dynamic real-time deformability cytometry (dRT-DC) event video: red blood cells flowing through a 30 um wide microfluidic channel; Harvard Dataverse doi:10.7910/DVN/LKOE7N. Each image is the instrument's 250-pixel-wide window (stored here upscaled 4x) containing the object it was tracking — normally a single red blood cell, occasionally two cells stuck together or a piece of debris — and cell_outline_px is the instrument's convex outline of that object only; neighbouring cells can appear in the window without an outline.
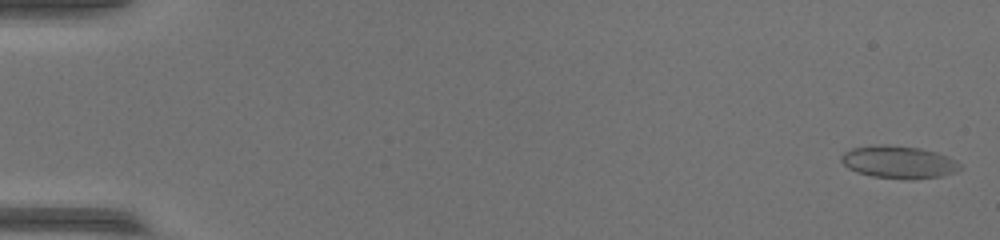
{"species": "common noctule bat (a hibernating species)", "species_latin": "Nyctalus noctula", "temperature_condition": "warm", "stored_images_in_passage": 54, "camera_frame_rate_fps": 3000, "um_per_image_px": 0.085, "animal": {"sex": "female", "body_mass_g": 17.0, "forearm_length_mm": 48.0}, "frame": {"image": 1, "passage_image": 2, "time_ms": 0.333, "image_size_px": [1000, 240], "cell_outline_px": [[960, 168], [956, 172], [940, 176], [908, 180], [872, 176], [856, 172], [848, 168], [840, 160], [840, 156], [844, 152], [852, 148], [880, 144], [888, 144], [920, 148], [936, 152], [948, 156], [956, 160], [960, 164]], "centroid_in_image_um": [76.38, 13.77], "position_along_channel_um": 8.6, "area_um2": 22.66}}
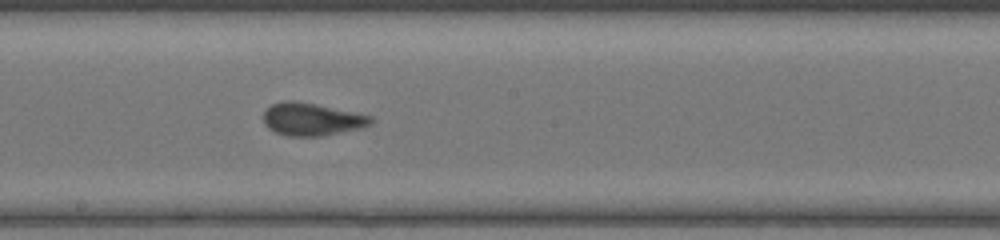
{"frame": {"image": 2, "passage_image": 31, "time_ms": 10.0, "image_size_px": [1000, 240], "cell_outline_px": [[372, 124], [360, 128], [320, 136], [288, 136], [276, 132], [268, 128], [264, 124], [264, 112], [272, 104], [284, 100], [292, 100], [372, 116]], "centroid_in_image_um": [26.46, 10.14], "position_along_channel_um": 221.7, "area_um2": 20.0}}
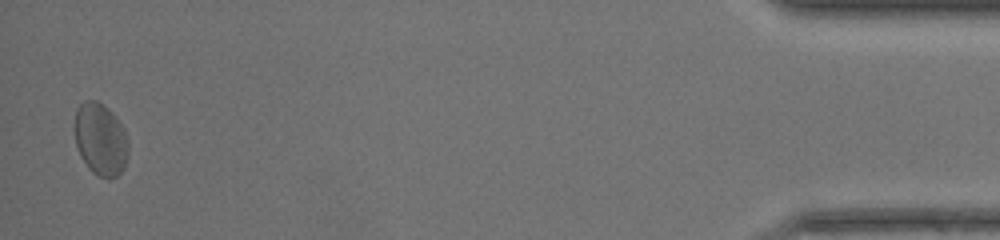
{"frame": {"image": 3, "passage_image": 53, "time_ms": 17.333, "image_size_px": [1000, 240], "cell_outline_px": [[128, 156], [124, 168], [116, 176], [100, 176], [92, 172], [88, 168], [80, 156], [76, 144], [76, 108], [84, 100], [96, 100], [108, 108], [112, 112], [124, 128], [128, 144]], "centroid_in_image_um": [8.56, 11.82], "position_along_channel_um": 426.6, "area_um2": 22.43}}